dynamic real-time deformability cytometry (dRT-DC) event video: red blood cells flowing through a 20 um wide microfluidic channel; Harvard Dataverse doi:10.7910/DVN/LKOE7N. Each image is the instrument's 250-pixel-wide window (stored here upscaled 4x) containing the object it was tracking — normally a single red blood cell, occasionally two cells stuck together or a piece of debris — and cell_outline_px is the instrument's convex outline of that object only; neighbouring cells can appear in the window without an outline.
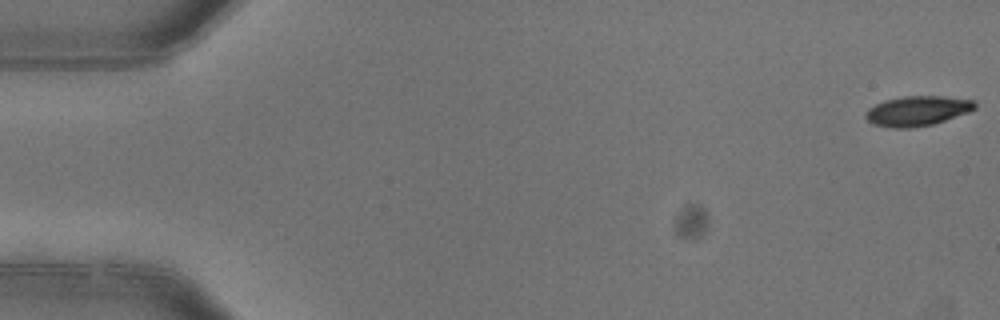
{"species": "common noctule bat (a hibernating species)", "species_latin": "Nyctalus noctula", "temperature_condition": "warm", "stored_images_in_passage": 4, "camera_frame_rate_fps": 3000, "um_per_image_px": 0.085, "animal": {"sex": "female"}, "frame": {"image": 1, "passage_image": 1, "time_ms": 0.0, "image_size_px": [1000, 320], "cell_outline_px": [[976, 108], [968, 112], [932, 124], [912, 128], [892, 128], [872, 124], [864, 116], [864, 112], [868, 108], [884, 100], [904, 96], [940, 96], [972, 100], [976, 104]], "centroid_in_image_um": [77.92, 9.43], "position_along_channel_um": 7.1, "area_um2": 18.96}}